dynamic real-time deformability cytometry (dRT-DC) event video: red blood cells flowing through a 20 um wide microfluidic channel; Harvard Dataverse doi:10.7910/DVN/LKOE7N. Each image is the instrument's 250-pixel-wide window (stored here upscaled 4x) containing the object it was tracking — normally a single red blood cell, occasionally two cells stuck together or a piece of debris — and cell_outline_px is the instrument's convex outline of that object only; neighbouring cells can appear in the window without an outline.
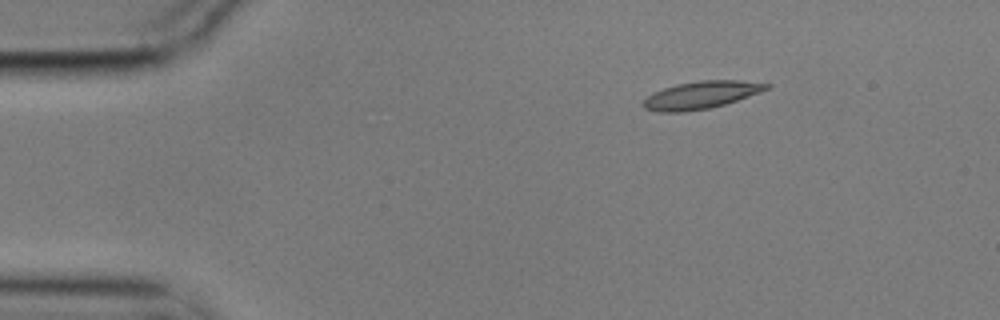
{"species": "common noctule bat (a hibernating species)", "species_latin": "Nyctalus noctula", "temperature_condition": "cold", "stored_images_in_passage": 12, "camera_frame_rate_fps": 3000, "um_per_image_px": 0.085, "animal": {"sex": "male", "body_mass_g": 17.9}, "frame": {"image": 1, "passage_image": 1, "time_ms": 0.0, "image_size_px": [1000, 320], "cell_outline_px": [[772, 88], [712, 108], [684, 112], [660, 112], [644, 108], [644, 100], [648, 96], [664, 88], [676, 84], [700, 80], [740, 80], [772, 84]], "centroid_in_image_um": [59.64, 8.07], "position_along_channel_um": 25.4, "area_um2": 19.65}}
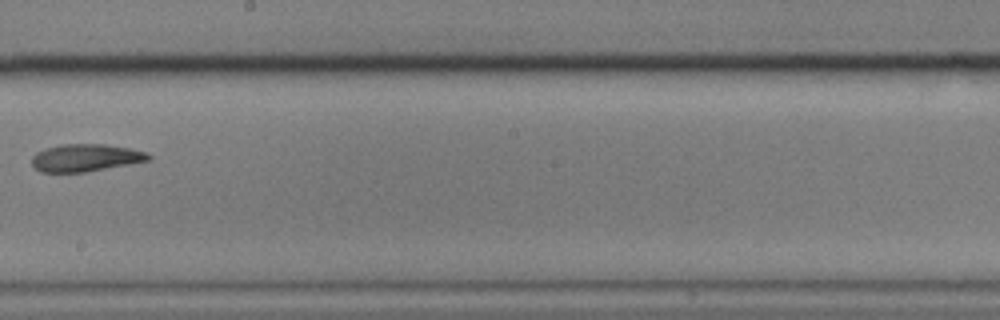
{"frame": {"image": 2, "passage_image": 7, "time_ms": 2.0, "image_size_px": [1000, 320], "cell_outline_px": [[152, 156], [148, 160], [128, 164], [84, 172], [40, 172], [32, 164], [32, 156], [36, 152], [44, 148], [60, 144], [104, 144], [128, 148], [148, 152]], "centroid_in_image_um": [7.24, 13.4], "position_along_channel_um": 241.0, "area_um2": 18.55}}
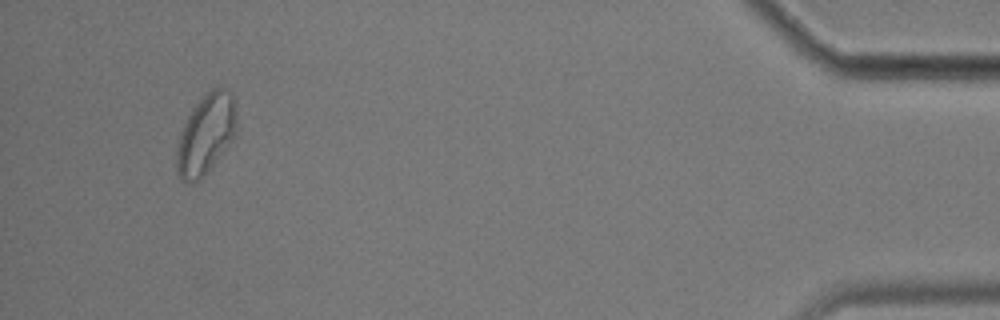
{"frame": {"image": 3, "passage_image": 12, "time_ms": 3.667, "image_size_px": [1000, 320], "cell_outline_px": [[236, 136], [212, 168], [196, 184], [184, 184], [180, 180], [176, 172], [176, 148], [180, 132], [192, 108], [212, 88], [228, 88], [232, 92], [236, 112]], "centroid_in_image_um": [17.49, 11.49], "position_along_channel_um": 417.7, "area_um2": 28.67}}